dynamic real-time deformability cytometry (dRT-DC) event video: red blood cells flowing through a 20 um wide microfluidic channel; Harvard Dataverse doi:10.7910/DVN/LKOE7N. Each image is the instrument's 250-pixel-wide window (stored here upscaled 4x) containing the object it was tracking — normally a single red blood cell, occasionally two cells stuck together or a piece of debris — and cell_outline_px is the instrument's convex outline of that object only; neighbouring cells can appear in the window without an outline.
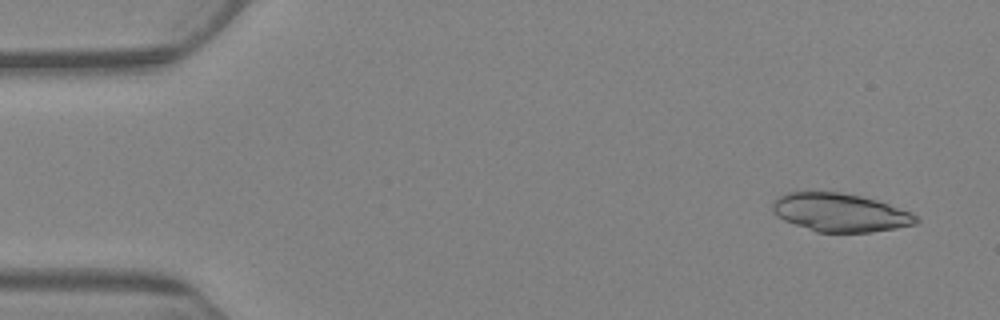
{"species": "Egyptian fruit bat (a non-hibernating species)", "species_latin": "Rousettus aegyptiacus", "temperature_condition": "warm", "stored_images_in_passage": 5, "camera_frame_rate_fps": 3000, "um_per_image_px": 0.085, "animal": {"sex": "female"}, "frame": {"image": 1, "passage_image": 1, "time_ms": 0.0, "image_size_px": [1000, 320], "cell_outline_px": [[920, 220], [916, 224], [896, 228], [872, 232], [816, 232], [784, 220], [776, 216], [772, 212], [772, 204], [776, 196], [788, 192], [836, 192], [860, 196], [876, 200], [912, 212]], "centroid_in_image_um": [71.39, 18.07], "position_along_channel_um": 13.6, "area_um2": 32.08}}
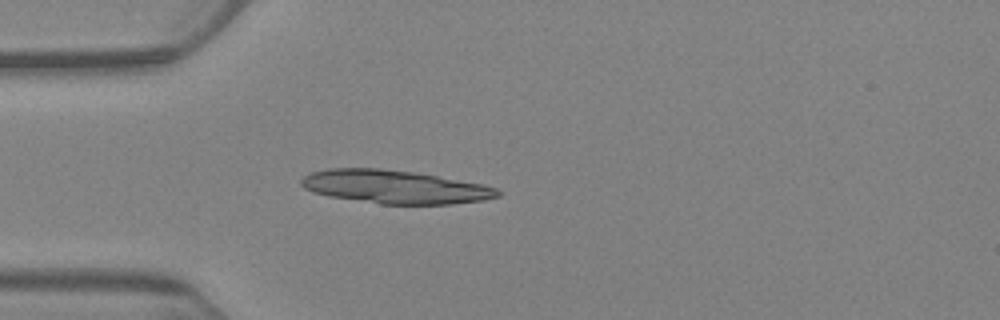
{"frame": {"image": 2, "passage_image": 5, "time_ms": 4.667, "image_size_px": [1000, 320], "cell_outline_px": [[504, 192], [500, 196], [484, 200], [452, 204], [380, 204], [328, 196], [312, 192], [304, 188], [300, 184], [300, 180], [304, 176], [312, 172], [328, 168], [380, 168], [412, 172], [484, 184], [496, 188]], "centroid_in_image_um": [33.56, 15.89], "position_along_channel_um": 51.4, "area_um2": 38.26}}